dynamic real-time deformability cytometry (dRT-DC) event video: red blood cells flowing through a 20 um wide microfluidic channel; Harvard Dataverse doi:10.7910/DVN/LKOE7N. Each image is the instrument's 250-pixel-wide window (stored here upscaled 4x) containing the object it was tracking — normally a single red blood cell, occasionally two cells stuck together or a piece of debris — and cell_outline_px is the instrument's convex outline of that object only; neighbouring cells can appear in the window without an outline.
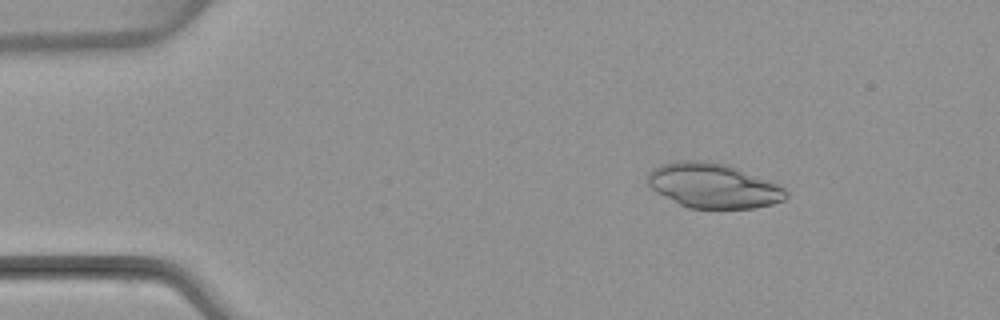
{"species": "common noctule bat (a hibernating species)", "species_latin": "Nyctalus noctula", "temperature_condition": "warm", "stored_images_in_passage": 4, "camera_frame_rate_fps": 3000, "um_per_image_px": 0.085, "animal": {"sex": "female", "body_mass_g": 22.7, "forearm_length_mm": 54.2}, "frame": {"image": 1, "passage_image": 2, "time_ms": 2.0, "image_size_px": [1000, 320], "cell_outline_px": [[788, 196], [784, 200], [772, 204], [756, 208], [688, 208], [656, 192], [648, 184], [648, 172], [652, 168], [660, 164], [676, 160], [708, 160], [728, 164], [776, 184], [784, 188], [788, 192]], "centroid_in_image_um": [60.6, 15.77], "position_along_channel_um": 24.4, "area_um2": 36.13}}